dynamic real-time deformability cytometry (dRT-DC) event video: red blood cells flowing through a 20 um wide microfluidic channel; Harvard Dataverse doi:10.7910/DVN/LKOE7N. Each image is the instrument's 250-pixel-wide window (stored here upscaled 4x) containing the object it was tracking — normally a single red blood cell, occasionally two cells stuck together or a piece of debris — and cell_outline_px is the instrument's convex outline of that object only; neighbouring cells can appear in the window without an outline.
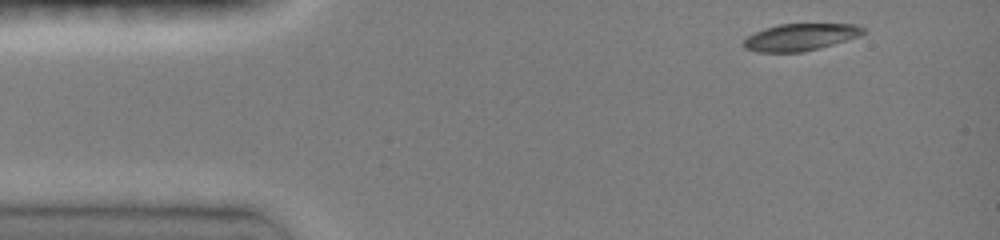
{"species": "common noctule bat (a hibernating species)", "species_latin": "Nyctalus noctula", "temperature_condition": "room temperature", "stored_images_in_passage": 25, "camera_frame_rate_fps": 3000, "um_per_image_px": 0.085, "animal": {"sex": "female", "body_mass_g": 19.0, "forearm_length_mm": 51.5}, "frame": {"image": 1, "passage_image": 1, "time_ms": 0.0, "image_size_px": [1000, 240], "cell_outline_px": [[864, 32], [860, 36], [804, 52], [756, 52], [744, 48], [744, 40], [748, 36], [764, 28], [780, 24], [856, 24], [864, 28]], "centroid_in_image_um": [68.02, 3.15], "position_along_channel_um": 17.0, "area_um2": 18.67}}
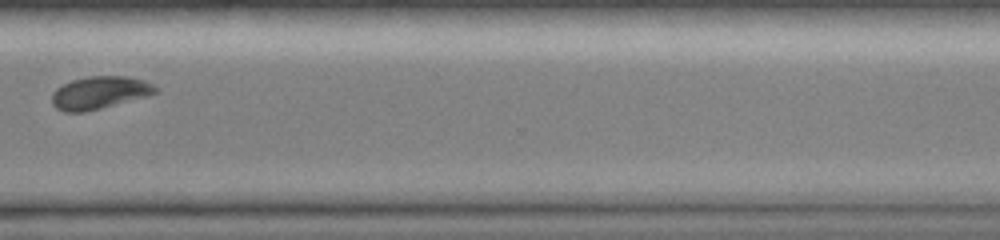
{"frame": {"image": 2, "passage_image": 23, "time_ms": 10.333, "image_size_px": [1000, 240], "cell_outline_px": [[160, 92], [100, 108], [84, 112], [64, 112], [56, 108], [52, 104], [52, 92], [56, 88], [72, 80], [88, 76], [132, 76], [144, 80], [160, 88]], "centroid_in_image_um": [8.47, 7.86], "position_along_channel_um": 362.1, "area_um2": 19.71}}
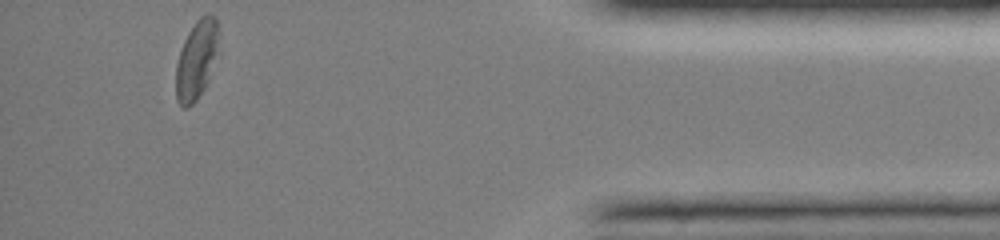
{"frame": {"image": 3, "passage_image": 25, "time_ms": 12.667, "image_size_px": [1000, 240], "cell_outline_px": [[216, 52], [208, 80], [204, 88], [196, 100], [188, 108], [184, 108], [176, 100], [176, 64], [184, 40], [188, 32], [196, 20], [200, 16], [208, 12], [216, 20]], "centroid_in_image_um": [16.65, 5.11], "position_along_channel_um": 418.6, "area_um2": 19.02}, "authors_computed_cell_mechanics": {"area_um2": 19.7098, "velocity_mm_per_s": 4.1015, "shape_relaxation_time_tau1_ms": 2.1058, "shape_relaxation_time_tau2_ms": null, "deformation_change_tau1": 0.1258, "deformation_change_tau2": null}}